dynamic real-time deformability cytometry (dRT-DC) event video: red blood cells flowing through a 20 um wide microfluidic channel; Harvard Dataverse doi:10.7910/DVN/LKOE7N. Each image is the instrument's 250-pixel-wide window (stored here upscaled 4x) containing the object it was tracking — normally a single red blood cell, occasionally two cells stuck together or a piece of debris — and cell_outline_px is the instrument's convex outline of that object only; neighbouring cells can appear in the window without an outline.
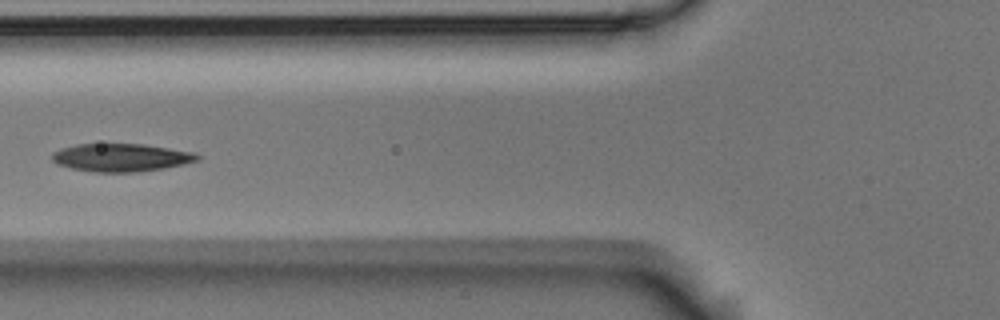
{"species": "Egyptian fruit bat (a non-hibernating species)", "species_latin": "Rousettus aegyptiacus", "temperature_condition": "room temperature", "stored_images_in_passage": 5, "camera_frame_rate_fps": 3000, "um_per_image_px": 0.085, "animal": {"sex": "male"}, "frame": {"image": 1, "passage_image": 5, "time_ms": 1.333, "image_size_px": [1000, 320], "cell_outline_px": [[200, 160], [164, 168], [136, 172], [92, 172], [72, 168], [56, 164], [52, 160], [52, 152], [60, 148], [76, 144], [144, 144], [192, 152], [200, 156]], "centroid_in_image_um": [10.25, 13.39], "position_along_channel_um": 115.5, "area_um2": 23.64}}